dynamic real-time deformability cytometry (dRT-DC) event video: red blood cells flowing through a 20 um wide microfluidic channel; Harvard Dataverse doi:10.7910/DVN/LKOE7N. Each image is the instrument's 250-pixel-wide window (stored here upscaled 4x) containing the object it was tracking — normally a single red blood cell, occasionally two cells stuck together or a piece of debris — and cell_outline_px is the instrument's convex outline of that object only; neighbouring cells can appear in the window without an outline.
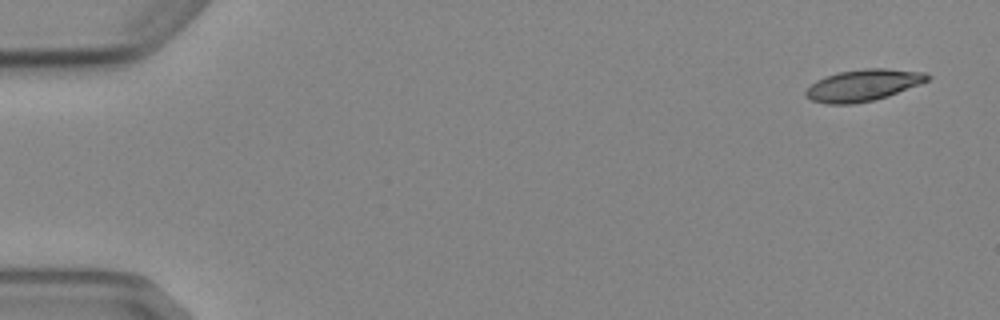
{"species": "Egyptian fruit bat (a non-hibernating species)", "species_latin": "Rousettus aegyptiacus", "temperature_condition": "cold", "stored_images_in_passage": 4, "camera_frame_rate_fps": 3000, "um_per_image_px": 0.085, "animal": {"sex": "female"}, "frame": {"image": 1, "passage_image": 1, "time_ms": 0.0, "image_size_px": [1000, 320], "cell_outline_px": [[932, 76], [928, 80], [920, 84], [888, 96], [856, 104], [828, 104], [812, 100], [804, 96], [804, 92], [816, 80], [824, 76], [840, 72], [864, 68], [884, 68], [924, 72]], "centroid_in_image_um": [73.36, 7.24], "position_along_channel_um": 11.6, "area_um2": 22.43}}
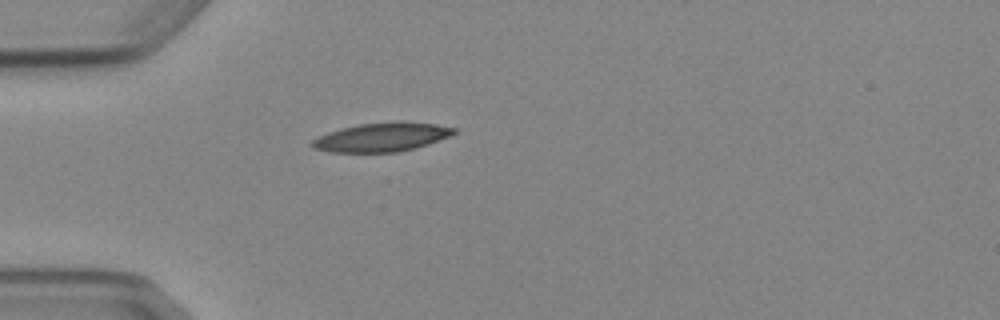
{"frame": {"image": 2, "passage_image": 4, "time_ms": 4.333, "image_size_px": [1000, 320], "cell_outline_px": [[456, 132], [448, 136], [428, 144], [396, 152], [332, 152], [312, 148], [312, 140], [328, 132], [360, 124], [400, 120], [404, 120], [436, 124], [456, 128]], "centroid_in_image_um": [32.47, 11.64], "position_along_channel_um": 52.5, "area_um2": 23.7}}